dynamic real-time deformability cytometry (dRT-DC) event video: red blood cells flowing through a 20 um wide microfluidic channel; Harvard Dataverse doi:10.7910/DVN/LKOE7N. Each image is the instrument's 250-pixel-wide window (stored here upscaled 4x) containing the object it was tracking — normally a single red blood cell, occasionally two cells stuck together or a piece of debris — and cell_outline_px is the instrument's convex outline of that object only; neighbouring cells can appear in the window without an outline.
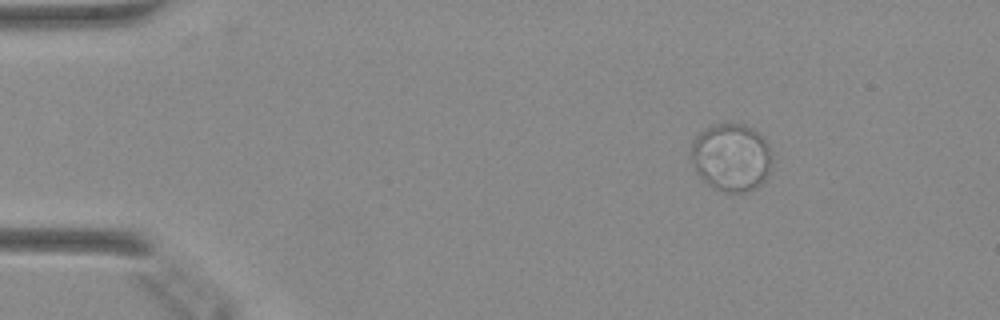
{"species": "Egyptian fruit bat (a non-hibernating species)", "species_latin": "Rousettus aegyptiacus", "temperature_condition": "warm", "stored_images_in_passage": 43, "camera_frame_rate_fps": 3000, "um_per_image_px": 0.085, "animal": {"sex": "female"}, "frame": {"image": 1, "passage_image": 1, "time_ms": 0.0, "image_size_px": [1000, 320], "cell_outline_px": [[772, 164], [764, 180], [756, 188], [744, 192], [724, 192], [712, 188], [696, 172], [692, 160], [692, 140], [700, 132], [712, 124], [724, 120], [744, 124], [752, 128], [764, 136], [772, 152]], "centroid_in_image_um": [62.18, 13.33], "position_along_channel_um": 22.8, "area_um2": 32.66}}
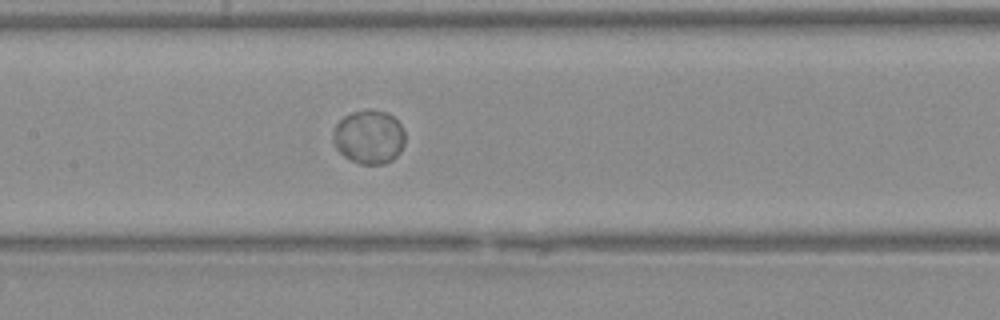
{"frame": {"image": 2, "passage_image": 18, "time_ms": 5.667, "image_size_px": [1000, 320], "cell_outline_px": [[404, 144], [400, 152], [392, 160], [384, 164], [360, 164], [344, 156], [336, 148], [332, 140], [332, 132], [336, 124], [344, 116], [352, 112], [368, 108], [388, 112], [400, 124], [404, 132]], "centroid_in_image_um": [31.35, 11.62], "position_along_channel_um": 176.1, "area_um2": 22.77}}
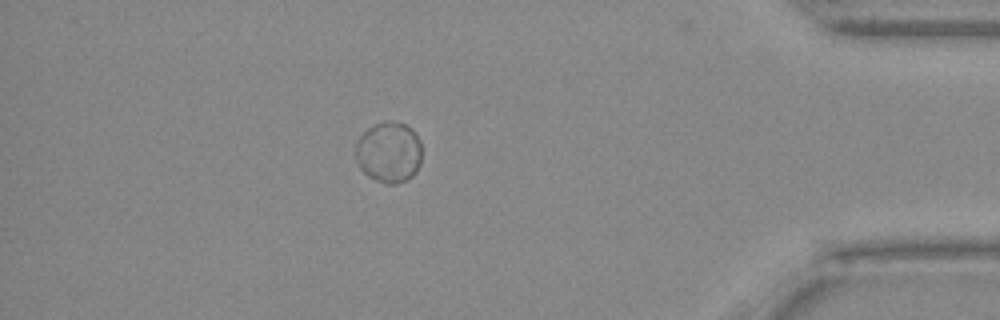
{"frame": {"image": 3, "passage_image": 37, "time_ms": 12.0, "image_size_px": [1000, 320], "cell_outline_px": [[420, 164], [416, 172], [408, 180], [396, 184], [388, 184], [376, 180], [368, 176], [360, 168], [356, 160], [356, 140], [368, 128], [384, 120], [392, 120], [404, 124], [412, 128], [420, 140]], "centroid_in_image_um": [33.05, 12.93], "position_along_channel_um": 402.1, "area_um2": 23.7}}